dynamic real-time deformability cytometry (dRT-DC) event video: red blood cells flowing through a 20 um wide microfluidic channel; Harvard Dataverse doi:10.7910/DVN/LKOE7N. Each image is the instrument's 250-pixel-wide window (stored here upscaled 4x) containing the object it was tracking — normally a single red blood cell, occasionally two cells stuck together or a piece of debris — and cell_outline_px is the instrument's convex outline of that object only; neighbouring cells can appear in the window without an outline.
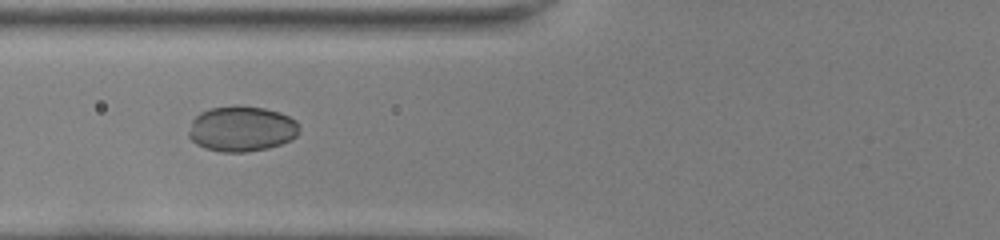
{"species": "common noctule bat (a hibernating species)", "species_latin": "Nyctalus noctula", "temperature_condition": "room temperature", "stored_images_in_passage": 32, "camera_frame_rate_fps": 3000, "um_per_image_px": 0.085, "animal": {"sex": "female", "body_mass_g": 22.0, "forearm_length_mm": 56.7}, "frame": {"image": 1, "passage_image": 3, "time_ms": 0.667, "image_size_px": [1000, 240], "cell_outline_px": [[300, 132], [292, 140], [268, 148], [248, 152], [220, 152], [204, 148], [196, 144], [188, 136], [188, 132], [192, 120], [200, 112], [208, 108], [236, 104], [264, 108], [280, 112], [296, 120], [300, 128]], "centroid_in_image_um": [20.54, 10.94], "position_along_channel_um": 105.3, "area_um2": 29.82}}
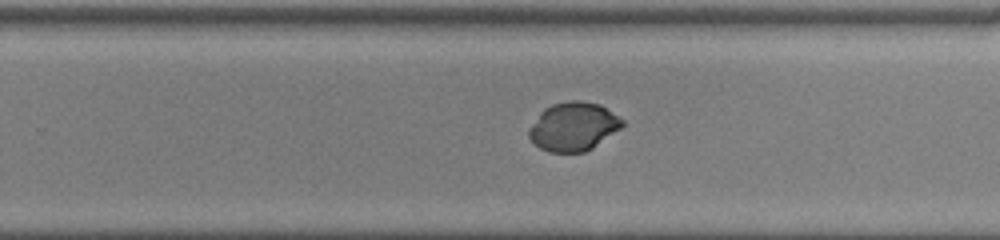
{"frame": {"image": 2, "passage_image": 16, "time_ms": 5.0, "image_size_px": [1000, 240], "cell_outline_px": [[624, 124], [620, 128], [592, 148], [584, 152], [548, 152], [540, 148], [528, 136], [528, 128], [540, 112], [544, 108], [552, 104], [568, 100], [580, 100], [600, 104], [624, 120]], "centroid_in_image_um": [48.71, 10.74], "position_along_channel_um": 281.1, "area_um2": 26.41}}
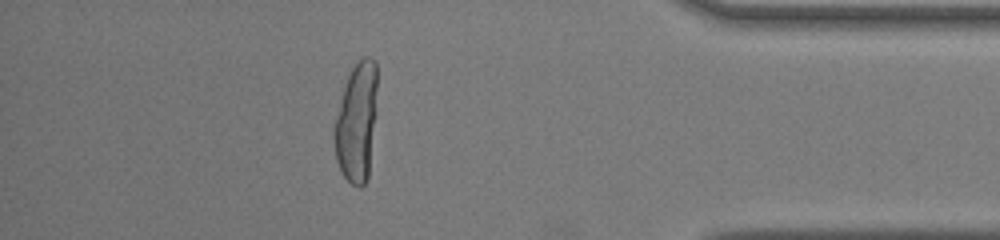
{"frame": {"image": 3, "passage_image": 27, "time_ms": 8.667, "image_size_px": [1000, 240], "cell_outline_px": [[376, 112], [368, 176], [364, 184], [360, 188], [356, 188], [344, 176], [336, 160], [332, 136], [332, 132], [340, 100], [348, 76], [352, 68], [364, 56], [368, 56], [376, 60]], "centroid_in_image_um": [30.3, 10.4], "position_along_channel_um": 404.9, "area_um2": 29.88}, "authors_computed_cell_mechanics": {"area_um2": 27.5128, "velocity_mm_per_s": 4.0635, "shape_relaxation_time_tau1_ms": 5.2577, "shape_relaxation_time_tau2_ms": null, "deformation_change_tau1": 0.0961, "deformation_change_tau2": null}}